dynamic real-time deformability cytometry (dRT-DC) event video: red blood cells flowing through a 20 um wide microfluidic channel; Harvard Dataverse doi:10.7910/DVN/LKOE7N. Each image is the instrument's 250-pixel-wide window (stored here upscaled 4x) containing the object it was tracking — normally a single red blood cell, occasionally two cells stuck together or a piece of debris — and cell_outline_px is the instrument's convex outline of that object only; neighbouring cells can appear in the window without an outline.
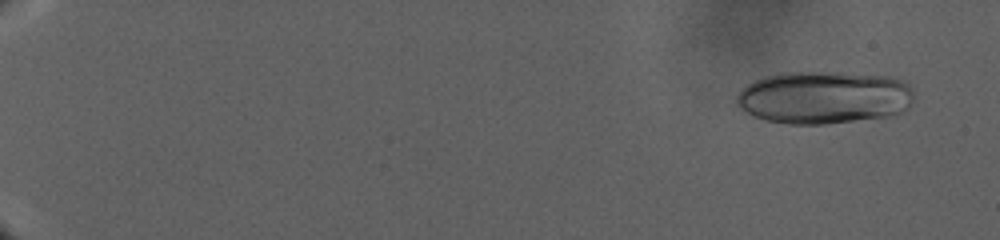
{"species": "human", "species_latin": "Homo sapiens", "temperature_condition": "warm", "stored_images_in_passage": 150, "camera_frame_rate_fps": 3000, "um_per_image_px": 0.085, "donor": {"sex": "male"}, "frame": {"image": 1, "passage_image": 12, "time_ms": 3.0, "image_size_px": [1000, 240], "cell_outline_px": [[912, 100], [908, 108], [900, 112], [888, 116], [828, 124], [788, 124], [764, 120], [752, 116], [744, 112], [736, 104], [736, 96], [748, 84], [764, 76], [784, 72], [836, 72], [884, 76], [900, 80], [908, 84], [912, 88]], "centroid_in_image_um": [70.0, 8.29], "position_along_channel_um": 15.0, "area_um2": 54.62}}
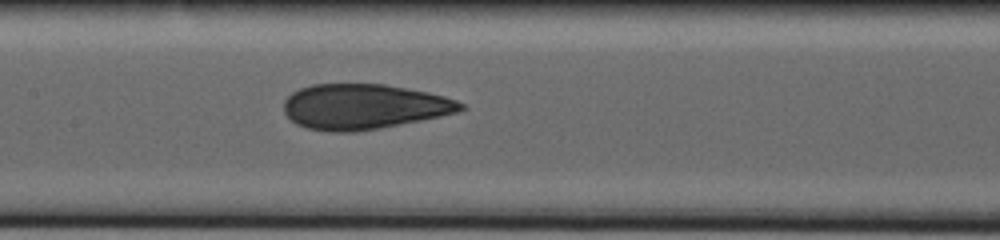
{"frame": {"image": 2, "passage_image": 89, "time_ms": 26.333, "image_size_px": [1000, 240], "cell_outline_px": [[468, 108], [460, 112], [380, 128], [352, 132], [332, 132], [308, 128], [296, 124], [284, 112], [284, 100], [292, 92], [300, 88], [312, 84], [384, 84], [428, 92], [444, 96], [456, 100], [464, 104]], "centroid_in_image_um": [30.93, 9.06], "position_along_channel_um": 176.5, "area_um2": 46.59}}
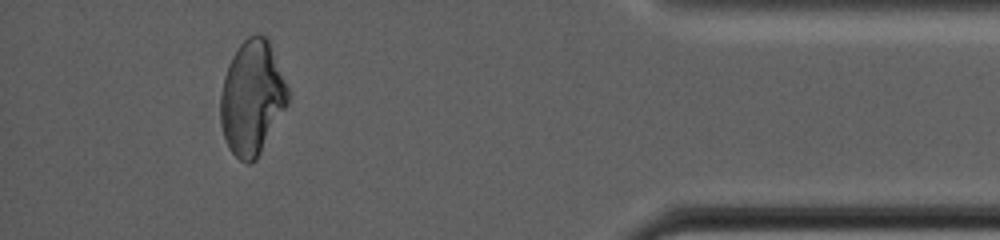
{"frame": {"image": 3, "passage_image": 143, "time_ms": 43.667, "image_size_px": [1000, 240], "cell_outline_px": [[288, 104], [256, 160], [248, 164], [240, 160], [232, 152], [224, 136], [220, 124], [220, 96], [224, 76], [228, 64], [232, 56], [240, 44], [248, 36], [260, 32], [268, 40], [288, 88]], "centroid_in_image_um": [21.41, 8.31], "position_along_channel_um": 413.8, "area_um2": 44.62}}